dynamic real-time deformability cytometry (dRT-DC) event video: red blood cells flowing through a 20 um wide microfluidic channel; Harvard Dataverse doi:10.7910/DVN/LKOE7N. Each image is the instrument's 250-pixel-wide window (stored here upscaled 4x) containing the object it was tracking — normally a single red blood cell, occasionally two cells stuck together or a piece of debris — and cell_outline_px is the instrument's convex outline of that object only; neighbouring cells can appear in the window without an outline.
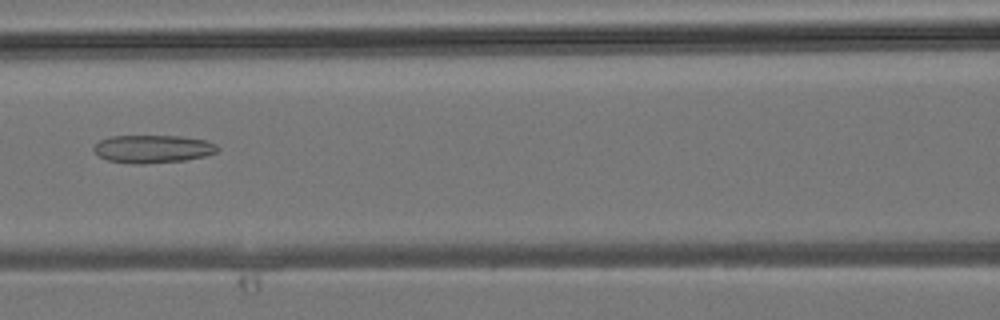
{"species": "common noctule bat (a hibernating species)", "species_latin": "Nyctalus noctula", "temperature_condition": "room temperature", "stored_images_in_passage": 6, "camera_frame_rate_fps": 3000, "um_per_image_px": 0.085, "animal": {"sex": "male", "body_mass_g": 19.2, "forearm_length_mm": 51.8}, "frame": {"image": 1, "passage_image": 6, "time_ms": 1.667, "image_size_px": [1000, 320], "cell_outline_px": [[220, 148], [216, 152], [204, 156], [184, 160], [144, 164], [132, 164], [108, 160], [100, 156], [92, 148], [100, 140], [112, 136], [180, 136], [204, 140], [216, 144]], "centroid_in_image_um": [12.99, 12.66], "position_along_channel_um": 153.6, "area_um2": 20.0}}